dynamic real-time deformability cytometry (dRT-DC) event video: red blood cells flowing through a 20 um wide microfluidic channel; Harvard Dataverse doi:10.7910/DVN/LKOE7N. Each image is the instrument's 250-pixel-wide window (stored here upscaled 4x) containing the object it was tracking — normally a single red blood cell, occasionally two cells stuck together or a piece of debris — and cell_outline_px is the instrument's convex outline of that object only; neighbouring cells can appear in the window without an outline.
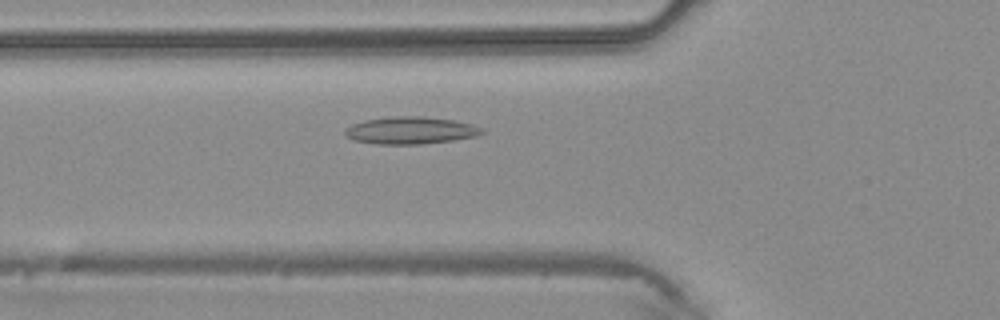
{"species": "common noctule bat (a hibernating species)", "species_latin": "Nyctalus noctula", "temperature_condition": "warm", "stored_images_in_passage": 41, "camera_frame_rate_fps": 3000, "um_per_image_px": 0.085, "animal": {"sex": "male", "body_mass_g": 20.4}, "frame": {"image": 1, "passage_image": 13, "time_ms": 4.0, "image_size_px": [1000, 320], "cell_outline_px": [[484, 132], [476, 136], [452, 140], [420, 144], [376, 144], [352, 140], [344, 136], [344, 128], [352, 124], [364, 120], [396, 116], [424, 116], [452, 120], [472, 124], [480, 128]], "centroid_in_image_um": [34.82, 11.08], "position_along_channel_um": 91.0, "area_um2": 21.73}}
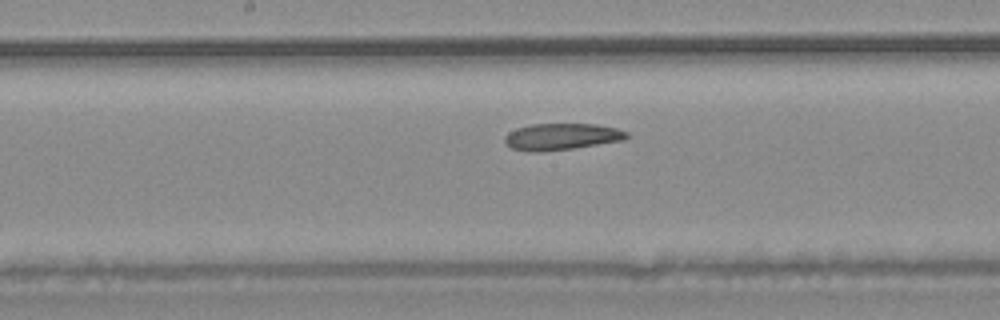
{"frame": {"image": 2, "passage_image": 20, "time_ms": 6.333, "image_size_px": [1000, 320], "cell_outline_px": [[628, 136], [624, 140], [572, 148], [544, 152], [528, 152], [512, 148], [504, 140], [504, 136], [508, 132], [516, 128], [532, 124], [596, 124], [616, 128], [628, 132]], "centroid_in_image_um": [47.71, 11.61], "position_along_channel_um": 200.5, "area_um2": 18.9}}
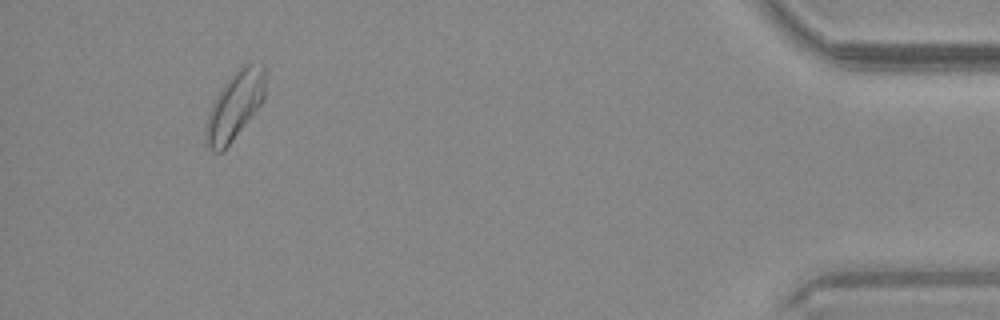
{"frame": {"image": 3, "passage_image": 38, "time_ms": 12.333, "image_size_px": [1000, 320], "cell_outline_px": [[268, 72], [264, 100], [224, 152], [212, 152], [204, 144], [204, 124], [208, 112], [220, 88], [236, 68], [252, 60], [264, 64], [268, 68]], "centroid_in_image_um": [19.98, 8.93], "position_along_channel_um": 415.2, "area_um2": 24.85}}